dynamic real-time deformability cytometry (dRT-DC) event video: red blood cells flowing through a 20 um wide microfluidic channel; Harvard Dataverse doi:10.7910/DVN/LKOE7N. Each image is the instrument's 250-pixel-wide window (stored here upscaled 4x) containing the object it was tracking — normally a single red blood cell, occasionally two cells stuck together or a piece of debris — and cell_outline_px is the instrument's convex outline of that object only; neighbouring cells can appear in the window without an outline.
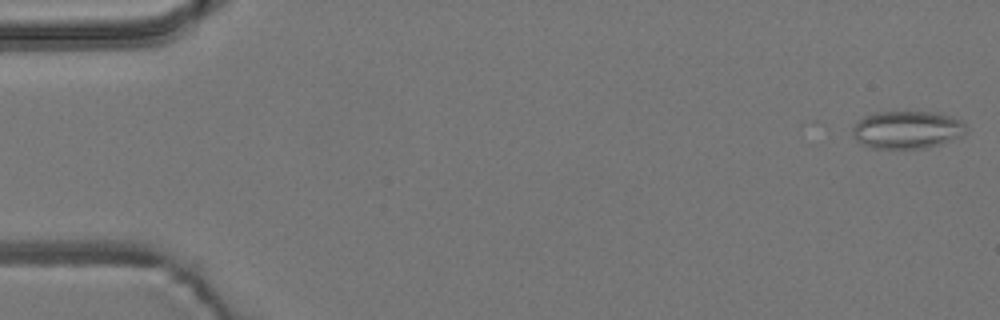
{"species": "common noctule bat (a hibernating species)", "species_latin": "Nyctalus noctula", "temperature_condition": "room temperature", "stored_images_in_passage": 5, "camera_frame_rate_fps": 3000, "um_per_image_px": 0.085, "animal": {"sex": "male", "body_mass_g": 19.2, "forearm_length_mm": 51.8}, "frame": {"image": 1, "passage_image": 1, "time_ms": 0.0, "image_size_px": [1000, 320], "cell_outline_px": [[968, 128], [960, 136], [940, 144], [924, 148], [872, 148], [860, 144], [852, 136], [852, 128], [864, 116], [876, 112], [940, 112], [952, 116], [960, 120]], "centroid_in_image_um": [77.08, 11.02], "position_along_channel_um": 7.9, "area_um2": 24.97}}
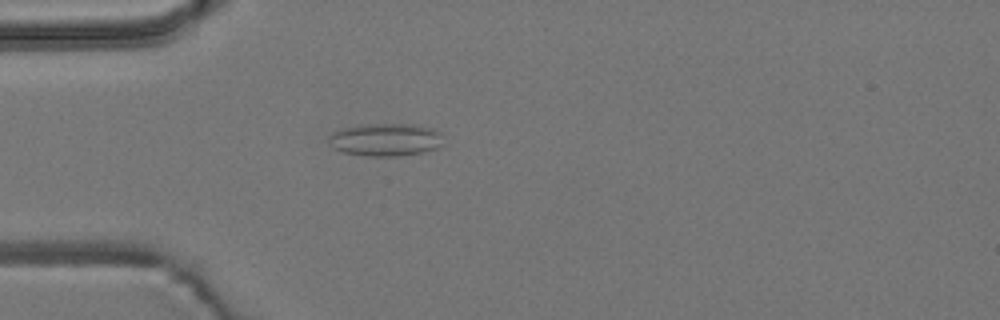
{"frame": {"image": 2, "passage_image": 5, "time_ms": 4.667, "image_size_px": [1000, 320], "cell_outline_px": [[444, 144], [436, 148], [420, 152], [396, 156], [368, 156], [344, 152], [332, 148], [328, 144], [328, 136], [332, 132], [344, 128], [368, 124], [412, 124], [432, 128], [440, 132]], "centroid_in_image_um": [32.75, 11.87], "position_along_channel_um": 52.2, "area_um2": 21.85}}